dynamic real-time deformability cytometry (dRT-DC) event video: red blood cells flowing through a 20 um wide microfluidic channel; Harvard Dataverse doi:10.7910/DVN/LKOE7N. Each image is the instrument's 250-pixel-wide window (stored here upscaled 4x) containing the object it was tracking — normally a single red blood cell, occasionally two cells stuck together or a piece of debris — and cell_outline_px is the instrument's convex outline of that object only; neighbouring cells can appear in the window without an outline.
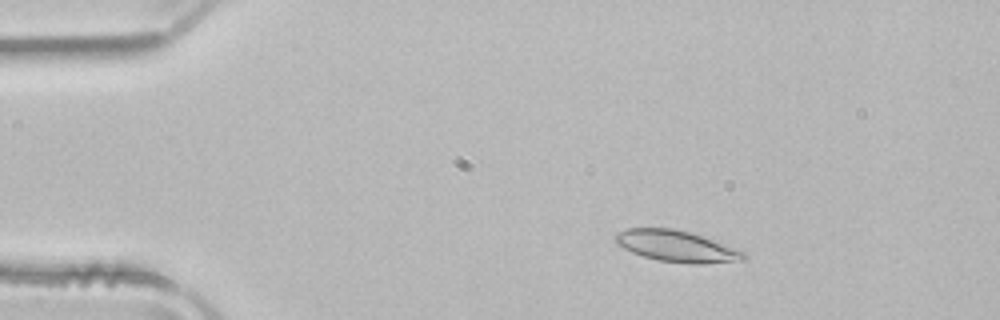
{"species": "common noctule bat (a hibernating species)", "species_latin": "Nyctalus noctula", "temperature_condition": "room temperature", "stored_images_in_passage": 52, "camera_frame_rate_fps": 3000, "um_per_image_px": 0.085, "animal": {"sex": "male", "body_mass_g": 21.5, "forearm_length_mm": 52.0}, "frame": {"image": 1, "passage_image": 9, "time_ms": 2.667, "image_size_px": [1000, 320], "cell_outline_px": [[748, 256], [744, 260], [700, 264], [696, 264], [660, 260], [644, 256], [632, 252], [616, 244], [612, 240], [612, 236], [616, 232], [628, 228], [672, 228], [688, 232], [712, 240], [744, 252]], "centroid_in_image_um": [57.43, 20.92], "position_along_channel_um": 27.6, "area_um2": 23.12}}
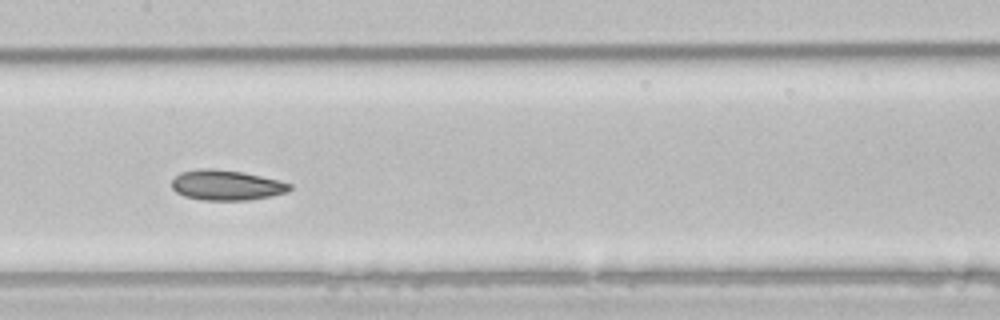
{"frame": {"image": 2, "passage_image": 26, "time_ms": 8.333, "image_size_px": [1000, 320], "cell_outline_px": [[292, 188], [288, 192], [272, 196], [248, 200], [200, 200], [184, 196], [176, 192], [172, 188], [172, 180], [180, 172], [196, 168], [212, 168], [244, 172], [292, 184]], "centroid_in_image_um": [19.22, 15.74], "position_along_channel_um": 188.2, "area_um2": 20.92}}
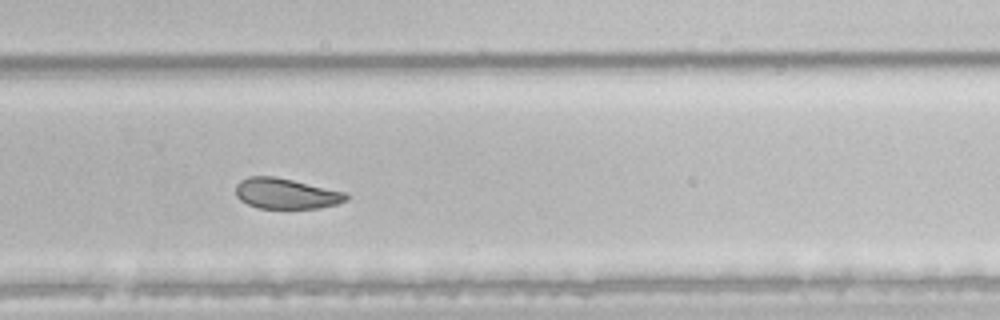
{"frame": {"image": 3, "passage_image": 35, "time_ms": 11.333, "image_size_px": [1000, 320], "cell_outline_px": [[348, 200], [336, 204], [320, 208], [260, 208], [248, 204], [240, 200], [236, 196], [236, 184], [240, 180], [248, 176], [272, 176], [292, 180], [344, 192], [348, 196]], "centroid_in_image_um": [24.28, 16.45], "position_along_channel_um": 305.5, "area_um2": 19.48}, "authors_computed_cell_mechanics": {"area_um2": 22.7443, "velocity_mm_per_s": 3.932, "shape_relaxation_time_tau1_ms": 9.3682, "shape_relaxation_time_tau2_ms": 4.6758, "deformation_change_tau1": 0.1496, "deformation_change_tau2": 0.0922}}